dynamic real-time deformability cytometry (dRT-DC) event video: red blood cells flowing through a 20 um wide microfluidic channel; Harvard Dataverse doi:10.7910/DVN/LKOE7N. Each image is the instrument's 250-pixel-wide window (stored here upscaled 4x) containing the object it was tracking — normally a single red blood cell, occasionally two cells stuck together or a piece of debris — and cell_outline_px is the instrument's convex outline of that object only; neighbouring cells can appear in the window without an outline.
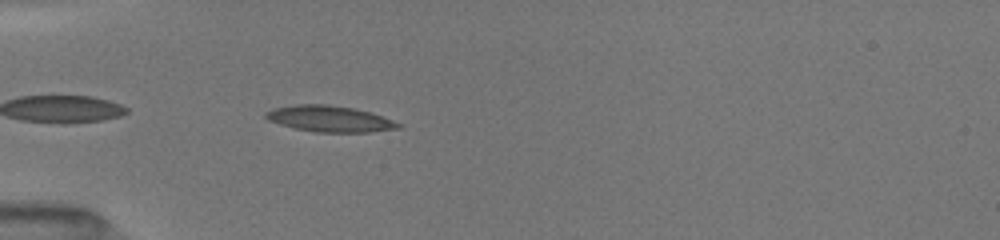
{"species": "common noctule bat (a hibernating species)", "species_latin": "Nyctalus noctula", "temperature_condition": "room temperature", "stored_images_in_passage": 2, "camera_frame_rate_fps": 3000, "um_per_image_px": 0.085, "animal": {"sex": "female", "body_mass_g": 19.5, "forearm_length_mm": 54.1}, "frame": {"image": 1, "passage_image": 2, "time_ms": 1.0, "image_size_px": [1000, 240], "cell_outline_px": [[400, 128], [368, 132], [316, 132], [296, 128], [280, 124], [268, 120], [264, 116], [264, 112], [276, 108], [296, 104], [328, 104], [352, 108], [368, 112], [380, 116], [400, 124]], "centroid_in_image_um": [27.96, 10.09], "position_along_channel_um": 57.0, "area_um2": 19.77}}